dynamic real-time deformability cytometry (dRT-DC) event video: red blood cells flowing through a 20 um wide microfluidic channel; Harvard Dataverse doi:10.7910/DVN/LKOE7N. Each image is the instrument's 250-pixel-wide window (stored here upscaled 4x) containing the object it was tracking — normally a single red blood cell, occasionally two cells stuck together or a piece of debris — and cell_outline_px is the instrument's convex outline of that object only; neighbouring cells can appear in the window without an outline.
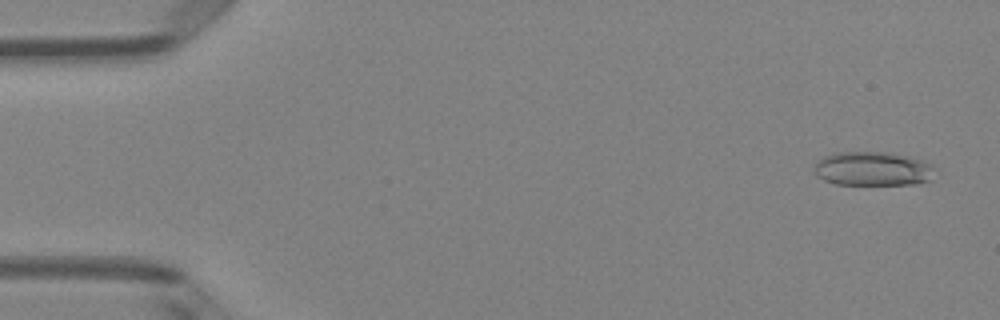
{"species": "Egyptian fruit bat (a non-hibernating species)", "species_latin": "Rousettus aegyptiacus", "temperature_condition": "room temperature", "stored_images_in_passage": 50, "camera_frame_rate_fps": 3000, "um_per_image_px": 0.085, "animal": {"sex": "female"}, "frame": {"image": 1, "passage_image": 2, "time_ms": 0.333, "image_size_px": [1000, 320], "cell_outline_px": [[932, 168], [928, 180], [912, 184], [836, 184], [824, 180], [816, 176], [816, 160], [824, 156], [836, 152], [884, 152], [908, 156], [932, 164]], "centroid_in_image_um": [74.11, 14.33], "position_along_channel_um": 10.9, "area_um2": 23.52}}
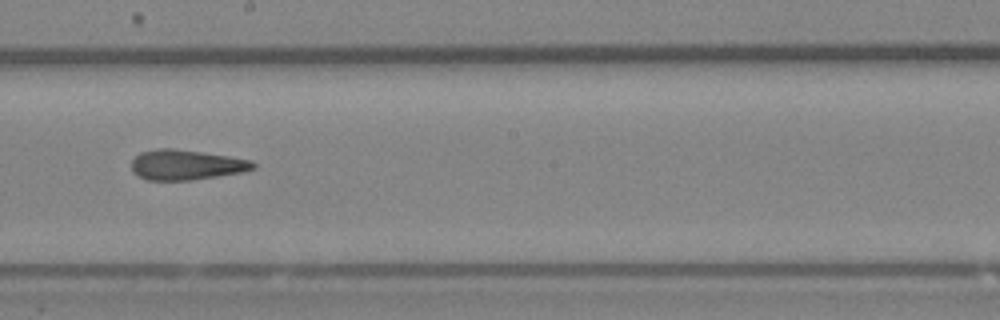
{"frame": {"image": 2, "passage_image": 28, "time_ms": 9.0, "image_size_px": [1000, 320], "cell_outline_px": [[256, 168], [240, 172], [192, 180], [148, 180], [132, 172], [132, 160], [140, 152], [156, 148], [172, 148], [228, 156], [252, 160], [256, 164]], "centroid_in_image_um": [15.81, 14.0], "position_along_channel_um": 232.4, "area_um2": 21.21}}
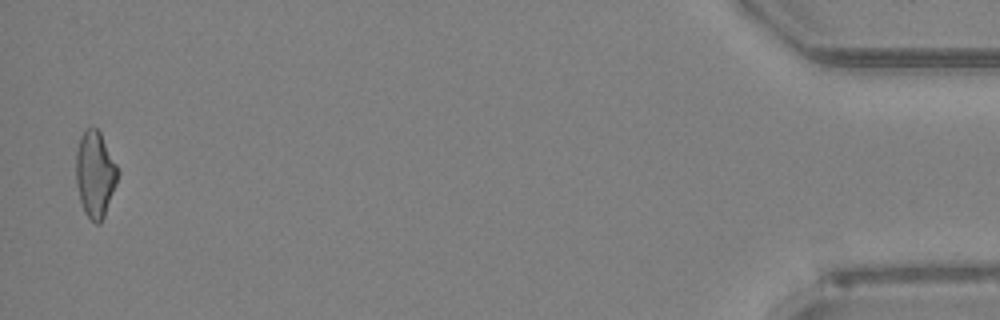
{"frame": {"image": 3, "passage_image": 49, "time_ms": 16.0, "image_size_px": [1000, 320], "cell_outline_px": [[120, 172], [116, 184], [104, 216], [100, 224], [96, 224], [84, 212], [80, 200], [76, 184], [76, 152], [80, 136], [84, 128], [96, 128], [100, 132]], "centroid_in_image_um": [8.08, 14.8], "position_along_channel_um": 427.1, "area_um2": 20.92}, "authors_computed_cell_mechanics": {"area_um2": 21.8195, "velocity_mm_per_s": 4.056, "shape_relaxation_time_tau1_ms": 4.3826, "shape_relaxation_time_tau2_ms": 2.7046, "deformation_change_tau1": 0.1427, "deformation_change_tau2": 0.1381}}